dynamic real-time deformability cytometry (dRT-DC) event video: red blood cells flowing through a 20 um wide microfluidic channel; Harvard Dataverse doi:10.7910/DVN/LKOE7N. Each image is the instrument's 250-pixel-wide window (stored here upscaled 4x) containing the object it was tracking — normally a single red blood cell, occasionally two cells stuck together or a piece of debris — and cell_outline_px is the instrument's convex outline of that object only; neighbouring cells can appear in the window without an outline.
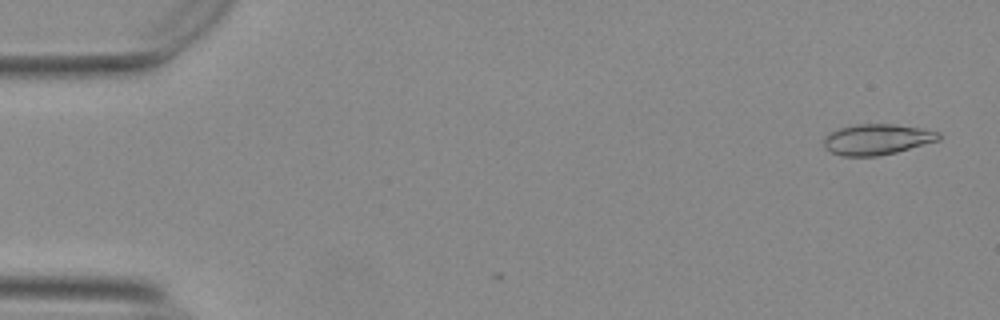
{"species": "Egyptian fruit bat (a non-hibernating species)", "species_latin": "Rousettus aegyptiacus", "temperature_condition": "warm", "stored_images_in_passage": 4, "camera_frame_rate_fps": 3000, "um_per_image_px": 0.085, "animal": {"sex": "female"}, "frame": {"image": 1, "passage_image": 2, "time_ms": 0.333, "image_size_px": [1000, 320], "cell_outline_px": [[940, 140], [896, 152], [876, 156], [840, 156], [824, 148], [824, 136], [840, 128], [856, 124], [896, 124], [924, 128], [940, 132]], "centroid_in_image_um": [74.56, 11.84], "position_along_channel_um": 10.4, "area_um2": 20.63}}